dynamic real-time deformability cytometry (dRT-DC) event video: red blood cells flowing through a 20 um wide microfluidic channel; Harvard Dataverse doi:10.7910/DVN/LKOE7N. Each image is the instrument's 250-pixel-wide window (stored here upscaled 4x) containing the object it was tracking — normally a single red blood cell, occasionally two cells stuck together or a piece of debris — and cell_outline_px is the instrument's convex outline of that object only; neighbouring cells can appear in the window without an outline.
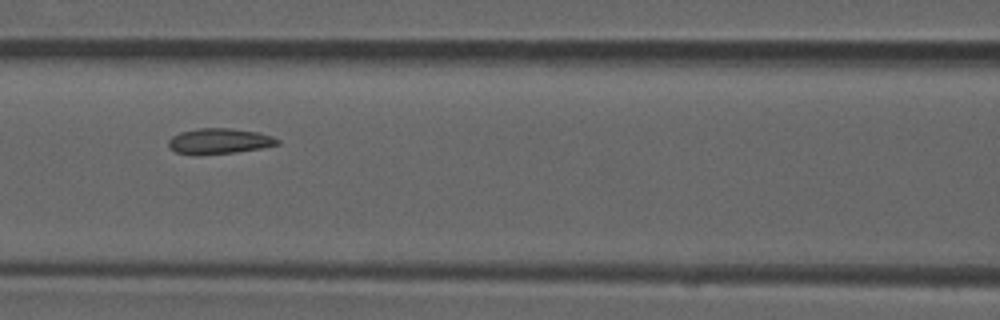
{"species": "common noctule bat (a hibernating species)", "species_latin": "Nyctalus noctula", "temperature_condition": "room temperature", "stored_images_in_passage": 6, "camera_frame_rate_fps": 3000, "um_per_image_px": 0.085, "animal": {"sex": "male", "forearm_length_mm": 52.5}, "frame": {"image": 1, "passage_image": 3, "time_ms": 0.667, "image_size_px": [1000, 320], "cell_outline_px": [[280, 144], [260, 148], [236, 152], [196, 156], [192, 156], [176, 152], [168, 144], [168, 140], [172, 136], [180, 132], [196, 128], [232, 128], [260, 132], [272, 136], [280, 140]], "centroid_in_image_um": [18.63, 12.0], "position_along_channel_um": 148.0, "area_um2": 16.53}}
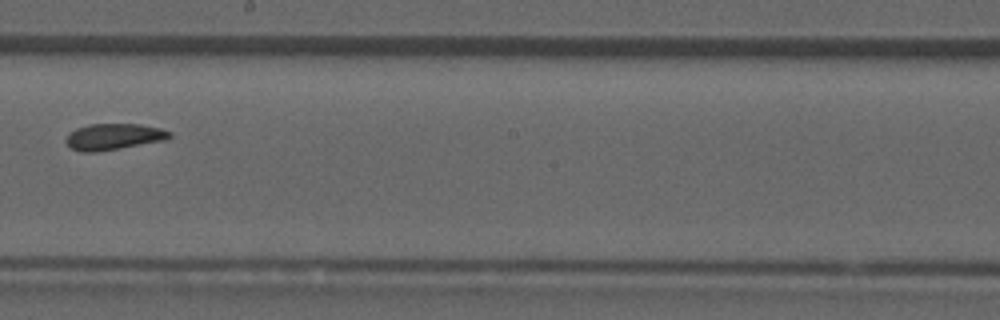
{"frame": {"image": 2, "passage_image": 5, "time_ms": 1.333, "image_size_px": [1000, 320], "cell_outline_px": [[172, 136], [168, 140], [96, 152], [84, 152], [72, 148], [64, 140], [76, 128], [88, 124], [140, 124], [160, 128], [172, 132]], "centroid_in_image_um": [9.72, 11.61], "position_along_channel_um": 238.5, "area_um2": 15.84}}
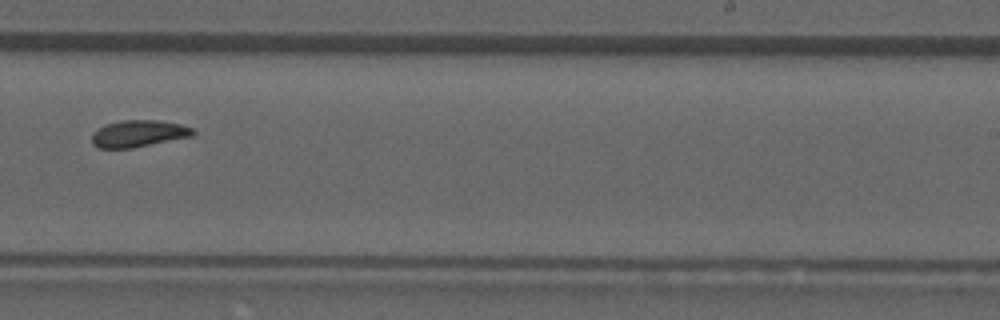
{"frame": {"image": 3, "passage_image": 6, "time_ms": 1.667, "image_size_px": [1000, 320], "cell_outline_px": [[196, 132], [192, 136], [132, 148], [100, 148], [92, 144], [92, 132], [96, 128], [104, 124], [120, 120], [160, 120], [180, 124], [192, 128]], "centroid_in_image_um": [11.74, 11.34], "position_along_channel_um": 277.3, "area_um2": 15.95}}